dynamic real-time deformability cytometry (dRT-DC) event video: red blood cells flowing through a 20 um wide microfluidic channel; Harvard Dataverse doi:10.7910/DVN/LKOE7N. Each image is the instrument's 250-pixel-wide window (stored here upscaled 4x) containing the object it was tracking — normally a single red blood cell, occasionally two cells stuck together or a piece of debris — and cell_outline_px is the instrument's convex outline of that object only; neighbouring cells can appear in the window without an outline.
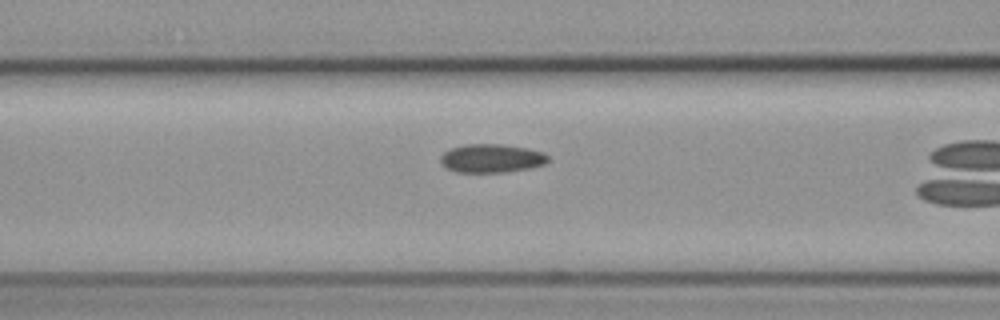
{"species": "common noctule bat (a hibernating species)", "species_latin": "Nyctalus noctula", "temperature_condition": "cold", "stored_images_in_passage": 19, "camera_frame_rate_fps": 3000, "um_per_image_px": 0.085, "animal": {"sex": "female", "body_mass_g": 19.3, "forearm_length_mm": 54.1}, "frame": {"image": 1, "passage_image": 14, "time_ms": 4.333, "image_size_px": [1000, 320], "cell_outline_px": [[548, 160], [544, 164], [528, 168], [504, 172], [456, 172], [440, 164], [440, 156], [444, 152], [452, 148], [464, 144], [500, 144], [528, 148], [544, 152], [548, 156]], "centroid_in_image_um": [41.76, 13.45], "position_along_channel_um": 124.8, "area_um2": 17.86}}